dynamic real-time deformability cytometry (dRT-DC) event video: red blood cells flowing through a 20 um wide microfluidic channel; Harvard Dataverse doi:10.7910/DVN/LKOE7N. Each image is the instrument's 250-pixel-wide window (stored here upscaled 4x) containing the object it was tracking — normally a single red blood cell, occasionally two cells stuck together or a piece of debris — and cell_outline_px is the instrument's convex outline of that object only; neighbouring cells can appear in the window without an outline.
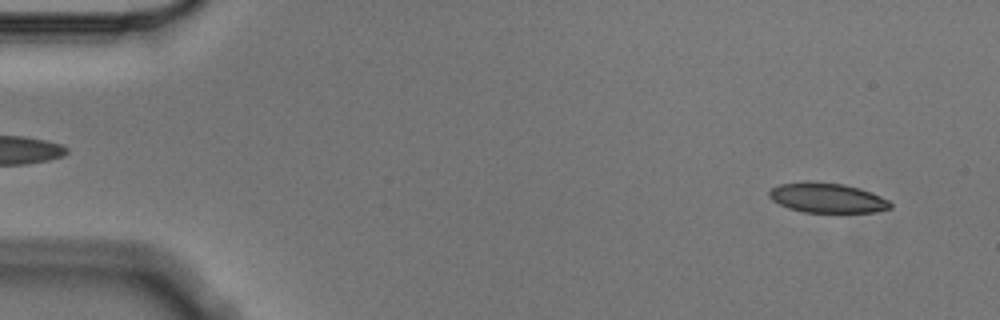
{"species": "Egyptian fruit bat (a non-hibernating species)", "species_latin": "Rousettus aegyptiacus", "temperature_condition": "cold", "stored_images_in_passage": 3, "camera_frame_rate_fps": 3000, "um_per_image_px": 0.085, "animal": {"sex": "male"}, "frame": {"image": 1, "passage_image": 3, "time_ms": 0.667, "image_size_px": [1000, 320], "cell_outline_px": [[892, 208], [876, 212], [804, 212], [788, 208], [772, 200], [768, 196], [768, 192], [772, 188], [780, 184], [808, 180], [844, 184], [860, 188], [872, 192], [888, 200], [892, 204]], "centroid_in_image_um": [70.31, 16.8], "position_along_channel_um": 14.7, "area_um2": 21.27}}